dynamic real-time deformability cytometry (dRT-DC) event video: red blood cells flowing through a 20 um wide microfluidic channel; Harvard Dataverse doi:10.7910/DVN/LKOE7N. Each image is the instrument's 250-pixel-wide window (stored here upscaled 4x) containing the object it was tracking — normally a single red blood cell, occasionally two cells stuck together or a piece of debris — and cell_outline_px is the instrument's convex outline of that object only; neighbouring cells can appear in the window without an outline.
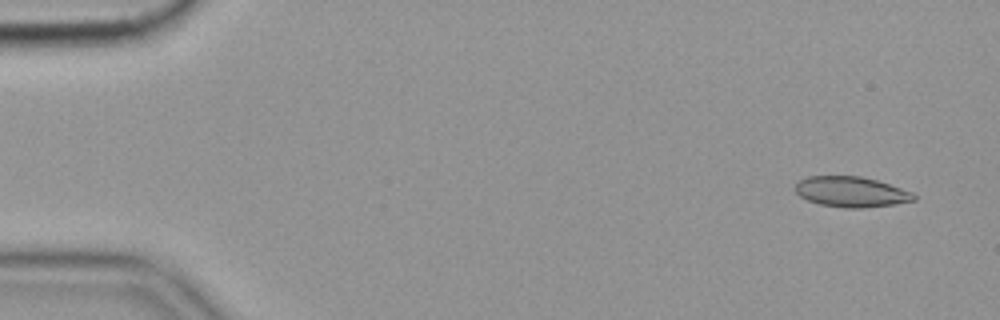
{"species": "common noctule bat (a hibernating species)", "species_latin": "Nyctalus noctula", "temperature_condition": "cold", "stored_images_in_passage": 56, "camera_frame_rate_fps": 3000, "um_per_image_px": 0.085, "animal": {"sex": "female", "body_mass_g": 19.9}, "frame": {"image": 1, "passage_image": 3, "time_ms": 0.667, "image_size_px": [1000, 320], "cell_outline_px": [[916, 200], [892, 204], [864, 208], [844, 208], [820, 204], [808, 200], [800, 196], [796, 192], [796, 184], [800, 180], [808, 176], [860, 176], [876, 180], [912, 192], [916, 196]], "centroid_in_image_um": [72.34, 16.31], "position_along_channel_um": 12.7, "area_um2": 20.81}}
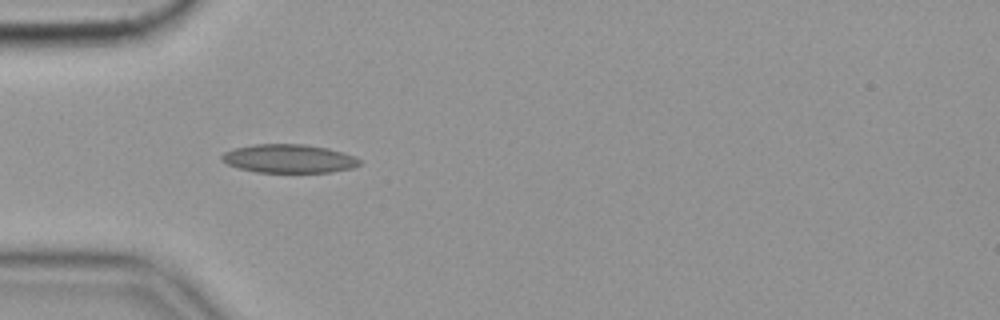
{"frame": {"image": 2, "passage_image": 17, "time_ms": 5.333, "image_size_px": [1000, 320], "cell_outline_px": [[360, 164], [352, 168], [332, 172], [256, 172], [240, 168], [228, 164], [220, 156], [224, 152], [232, 148], [256, 144], [304, 144], [328, 148], [344, 152], [356, 156], [360, 160]], "centroid_in_image_um": [24.59, 13.47], "position_along_channel_um": 60.4, "area_um2": 22.95}}
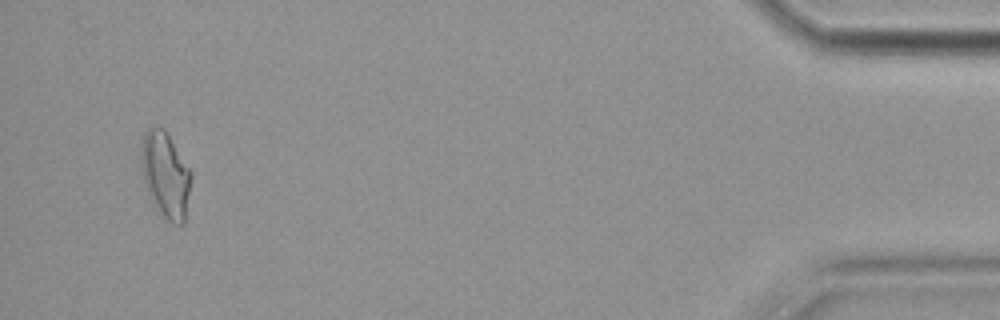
{"frame": {"image": 3, "passage_image": 54, "time_ms": 17.667, "image_size_px": [1000, 320], "cell_outline_px": [[192, 176], [184, 224], [172, 224], [160, 216], [148, 192], [140, 168], [140, 148], [144, 132], [152, 124], [164, 128], [192, 172]], "centroid_in_image_um": [14.05, 14.84], "position_along_channel_um": 421.2, "area_um2": 25.43}, "authors_computed_cell_mechanics": {"area_um2": 21.4438, "velocity_mm_per_s": 3.5515, "shape_relaxation_time_tau1_ms": 6.3725, "shape_relaxation_time_tau2_ms": 3.0532, "deformation_change_tau1": 0.1391, "deformation_change_tau2": 0.087}}